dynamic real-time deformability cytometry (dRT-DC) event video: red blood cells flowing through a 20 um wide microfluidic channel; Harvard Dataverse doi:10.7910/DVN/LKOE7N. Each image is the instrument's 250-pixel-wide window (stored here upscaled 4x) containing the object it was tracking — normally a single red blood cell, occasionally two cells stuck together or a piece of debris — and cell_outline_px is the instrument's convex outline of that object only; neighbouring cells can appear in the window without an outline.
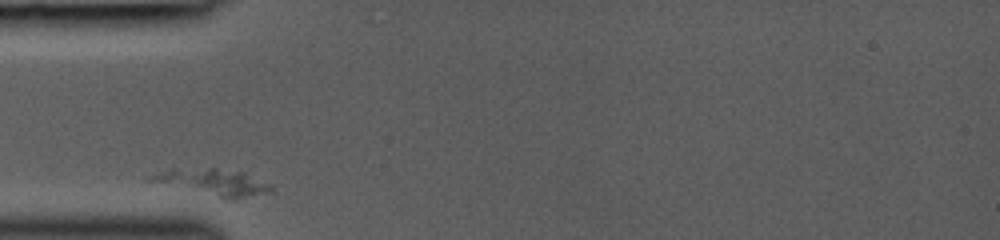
{"species": "common noctule bat (a hibernating species)", "species_latin": "Nyctalus noctula", "temperature_condition": "room temperature", "stored_images_in_passage": 18, "camera_frame_rate_fps": 3000, "um_per_image_px": 0.085, "animal": {"sex": "female", "body_mass_g": 19.0, "forearm_length_mm": 53.3}, "frame": {"image": 1, "passage_image": 1, "time_ms": 0.0, "image_size_px": [1000, 240], "cell_outline_px": [[272, 192], [232, 200], [228, 200], [196, 184], [192, 180], [208, 168], [216, 168], [244, 172], [272, 188]], "centroid_in_image_um": [19.63, 15.62], "position_along_channel_um": 65.4, "area_um2": 11.44}}
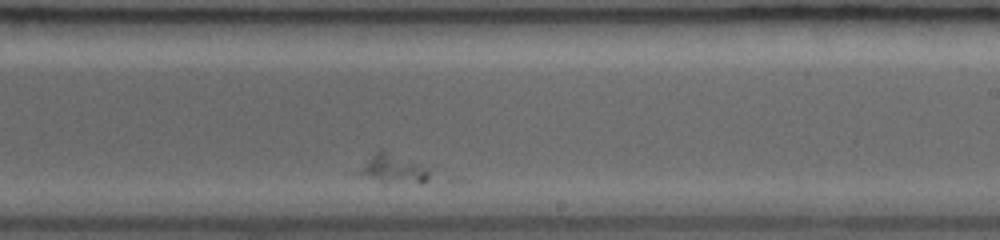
{"frame": {"image": 2, "passage_image": 11, "time_ms": 5.0, "image_size_px": [1000, 240], "cell_outline_px": [[428, 180], [420, 184], [384, 184], [352, 172], [376, 152], [384, 152], [420, 164], [428, 172]], "centroid_in_image_um": [33.34, 14.45], "position_along_channel_um": 255.7, "area_um2": 11.85}}
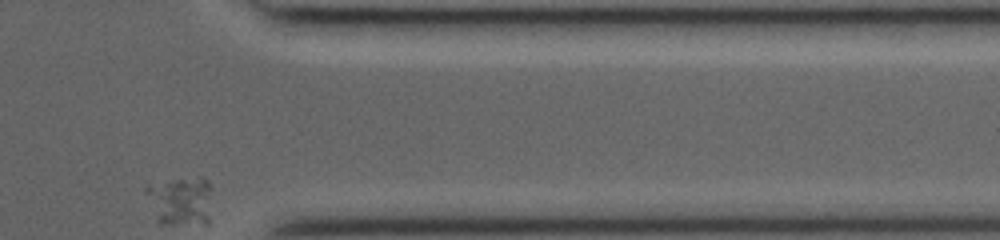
{"frame": {"image": 3, "passage_image": 18, "time_ms": 8.667, "image_size_px": [1000, 240], "cell_outline_px": [[208, 224], [160, 224], [156, 220], [144, 192], [144, 188], [148, 184], [200, 176], [208, 184]], "centroid_in_image_um": [15.24, 17.09], "position_along_channel_um": 396.2, "area_um2": 18.55}}